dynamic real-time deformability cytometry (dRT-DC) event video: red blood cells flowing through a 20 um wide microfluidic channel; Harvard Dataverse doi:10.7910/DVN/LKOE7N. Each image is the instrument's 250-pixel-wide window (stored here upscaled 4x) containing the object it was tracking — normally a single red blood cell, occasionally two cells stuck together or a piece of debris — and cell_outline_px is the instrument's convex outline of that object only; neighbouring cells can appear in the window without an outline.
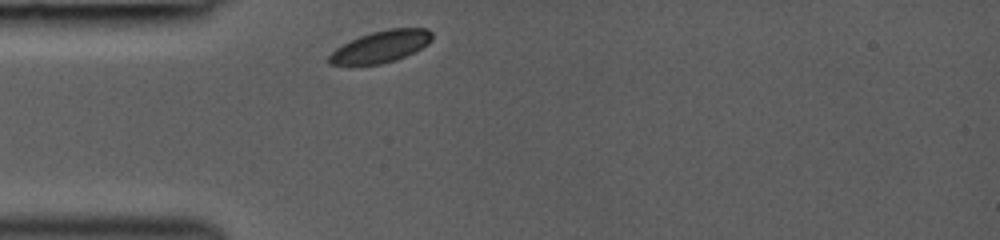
{"species": "common noctule bat (a hibernating species)", "species_latin": "Nyctalus noctula", "temperature_condition": "room temperature", "stored_images_in_passage": 25, "camera_frame_rate_fps": 3000, "um_per_image_px": 0.085, "animal": {"sex": "female", "body_mass_g": 19.0, "forearm_length_mm": 53.3}, "frame": {"image": 1, "passage_image": 1, "time_ms": 0.0, "image_size_px": [1000, 240], "cell_outline_px": [[432, 40], [428, 44], [396, 60], [380, 64], [328, 64], [328, 56], [336, 48], [360, 36], [372, 32], [388, 28], [428, 28], [432, 32]], "centroid_in_image_um": [32.4, 3.94], "position_along_channel_um": 52.6, "area_um2": 18.79}}
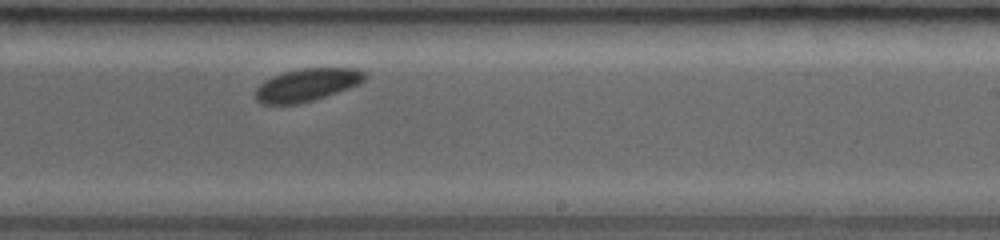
{"frame": {"image": 2, "passage_image": 15, "time_ms": 5.333, "image_size_px": [1000, 240], "cell_outline_px": [[364, 80], [348, 88], [312, 100], [296, 104], [260, 104], [256, 100], [256, 88], [264, 80], [272, 76], [284, 72], [300, 68], [360, 68], [364, 72]], "centroid_in_image_um": [26.04, 7.2], "position_along_channel_um": 263.0, "area_um2": 20.58}}
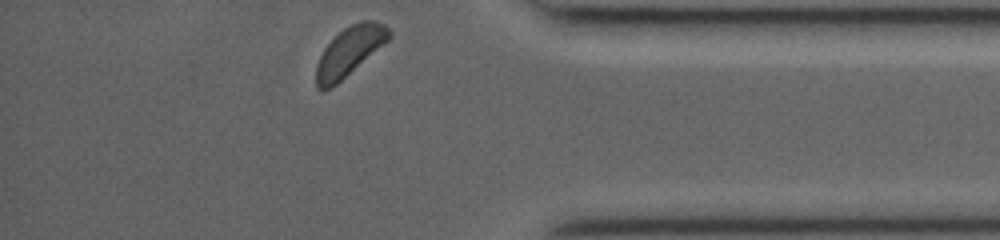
{"frame": {"image": 3, "passage_image": 25, "time_ms": 9.0, "image_size_px": [1000, 240], "cell_outline_px": [[392, 36], [388, 40], [332, 88], [324, 92], [320, 92], [316, 88], [316, 64], [324, 48], [344, 28], [352, 24], [364, 20], [372, 20], [384, 24], [392, 32]], "centroid_in_image_um": [29.68, 4.4], "position_along_channel_um": 405.5, "area_um2": 20.63}}